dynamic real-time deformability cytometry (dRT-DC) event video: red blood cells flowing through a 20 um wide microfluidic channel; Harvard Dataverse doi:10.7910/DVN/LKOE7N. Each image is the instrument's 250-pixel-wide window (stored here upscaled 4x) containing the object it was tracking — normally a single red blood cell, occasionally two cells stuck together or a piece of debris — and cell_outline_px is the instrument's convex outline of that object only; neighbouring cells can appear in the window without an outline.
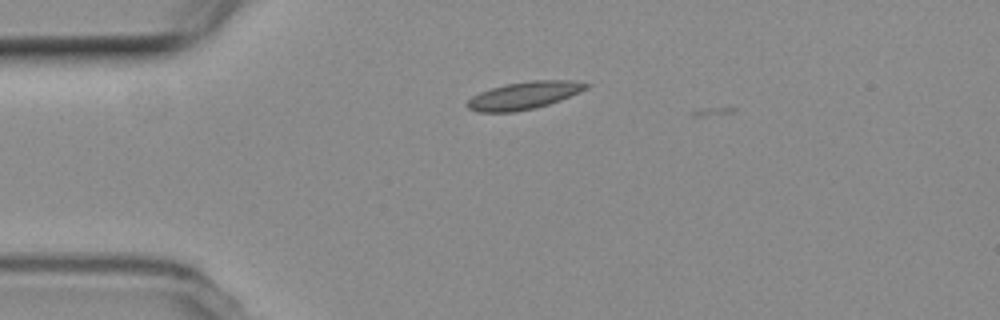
{"species": "common noctule bat (a hibernating species)", "species_latin": "Nyctalus noctula", "temperature_condition": "room temperature", "stored_images_in_passage": 2, "camera_frame_rate_fps": 3000, "um_per_image_px": 0.085, "animal": {"sex": "female", "body_mass_g": 19.3, "forearm_length_mm": 54.1}, "frame": {"image": 1, "passage_image": 1, "time_ms": 0.0, "image_size_px": [1000, 320], "cell_outline_px": [[592, 84], [588, 88], [580, 92], [560, 100], [536, 108], [516, 112], [476, 112], [468, 108], [464, 104], [472, 96], [480, 92], [504, 84], [532, 80], [576, 80]], "centroid_in_image_um": [44.56, 8.11], "position_along_channel_um": 40.4, "area_um2": 19.31}}